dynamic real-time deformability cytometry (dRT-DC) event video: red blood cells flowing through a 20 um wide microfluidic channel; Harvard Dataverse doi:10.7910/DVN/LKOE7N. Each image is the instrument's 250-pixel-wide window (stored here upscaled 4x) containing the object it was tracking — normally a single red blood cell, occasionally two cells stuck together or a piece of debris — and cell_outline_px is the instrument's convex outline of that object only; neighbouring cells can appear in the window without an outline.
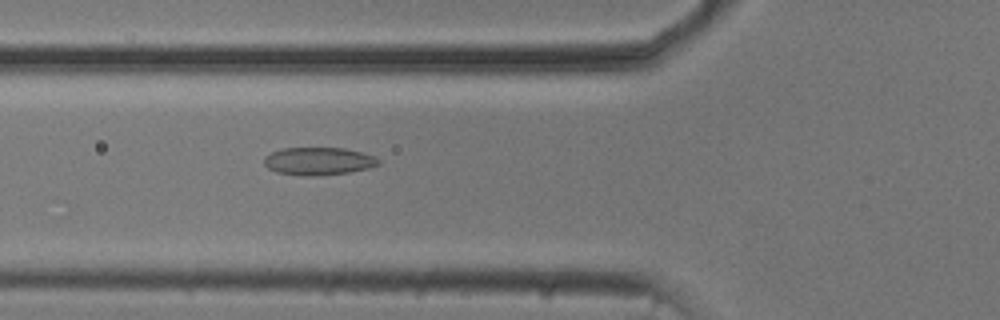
{"species": "common noctule bat (a hibernating species)", "species_latin": "Nyctalus noctula", "temperature_condition": "cold", "stored_images_in_passage": 17, "camera_frame_rate_fps": 3000, "um_per_image_px": 0.085, "animal": {"sex": "male", "body_mass_g": 20.5, "forearm_length_mm": 52.5}, "frame": {"image": 1, "passage_image": 8, "time_ms": 2.333, "image_size_px": [1000, 320], "cell_outline_px": [[380, 164], [368, 168], [348, 172], [320, 176], [304, 176], [276, 172], [268, 168], [264, 164], [264, 156], [272, 152], [284, 148], [344, 148], [360, 152], [372, 156], [380, 160]], "centroid_in_image_um": [27.04, 13.71], "position_along_channel_um": 98.8, "area_um2": 18.44}}
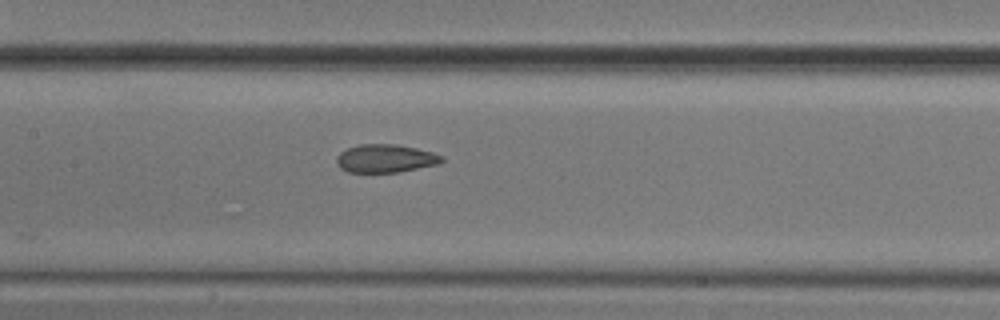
{"frame": {"image": 2, "passage_image": 14, "time_ms": 4.333, "image_size_px": [1000, 320], "cell_outline_px": [[444, 160], [440, 164], [400, 172], [348, 172], [340, 168], [336, 164], [336, 156], [340, 152], [348, 148], [360, 144], [396, 144], [416, 148], [432, 152], [444, 156]], "centroid_in_image_um": [32.78, 13.47], "position_along_channel_um": 174.6, "area_um2": 17.46}}
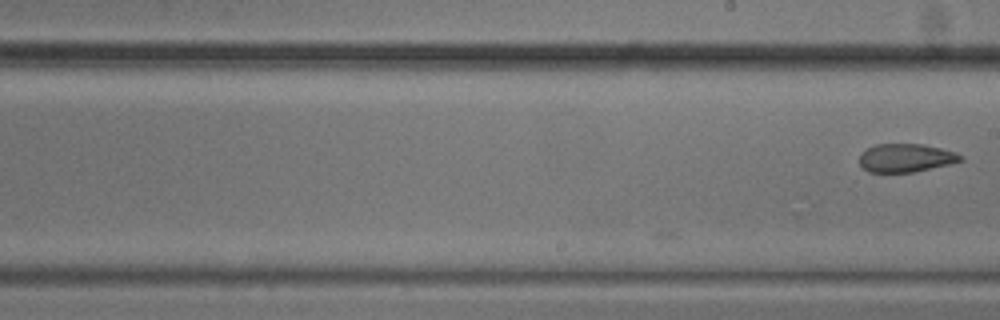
{"frame": {"image": 3, "passage_image": 17, "time_ms": 5.333, "image_size_px": [1000, 320], "cell_outline_px": [[964, 160], [948, 164], [912, 172], [868, 172], [860, 164], [860, 152], [876, 144], [924, 144], [956, 152], [964, 156]], "centroid_in_image_um": [77.0, 13.41], "position_along_channel_um": 212.0, "area_um2": 16.65}}